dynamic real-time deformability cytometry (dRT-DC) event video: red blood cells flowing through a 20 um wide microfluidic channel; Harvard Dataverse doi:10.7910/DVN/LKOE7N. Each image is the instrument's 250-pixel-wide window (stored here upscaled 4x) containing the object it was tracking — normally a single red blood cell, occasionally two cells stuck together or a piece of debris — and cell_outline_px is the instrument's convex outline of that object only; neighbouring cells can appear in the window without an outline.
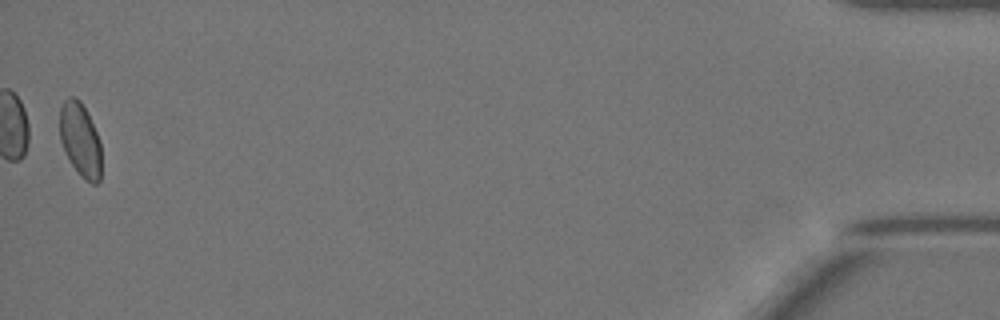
{"species": "Egyptian fruit bat (a non-hibernating species)", "species_latin": "Rousettus aegyptiacus", "temperature_condition": "warm", "stored_images_in_passage": 49, "camera_frame_rate_fps": 3000, "um_per_image_px": 0.085, "animal": {"sex": "female"}, "frame": {"image": 1, "passage_image": 49, "time_ms": 16.0, "image_size_px": [1000, 320], "cell_outline_px": [[100, 180], [96, 184], [92, 184], [80, 176], [72, 164], [60, 140], [60, 108], [64, 100], [68, 96], [76, 96], [80, 100], [96, 132], [100, 144]], "centroid_in_image_um": [6.81, 11.87], "position_along_channel_um": 428.4, "area_um2": 17.57}, "authors_computed_cell_mechanics": {"area_um2": 18.1492, "velocity_mm_per_s": 3.9325, "shape_relaxation_time_tau1_ms": 4.4149, "shape_relaxation_time_tau2_ms": 1.5355, "deformation_change_tau1": 0.0986, "deformation_change_tau2": 0.0396}}